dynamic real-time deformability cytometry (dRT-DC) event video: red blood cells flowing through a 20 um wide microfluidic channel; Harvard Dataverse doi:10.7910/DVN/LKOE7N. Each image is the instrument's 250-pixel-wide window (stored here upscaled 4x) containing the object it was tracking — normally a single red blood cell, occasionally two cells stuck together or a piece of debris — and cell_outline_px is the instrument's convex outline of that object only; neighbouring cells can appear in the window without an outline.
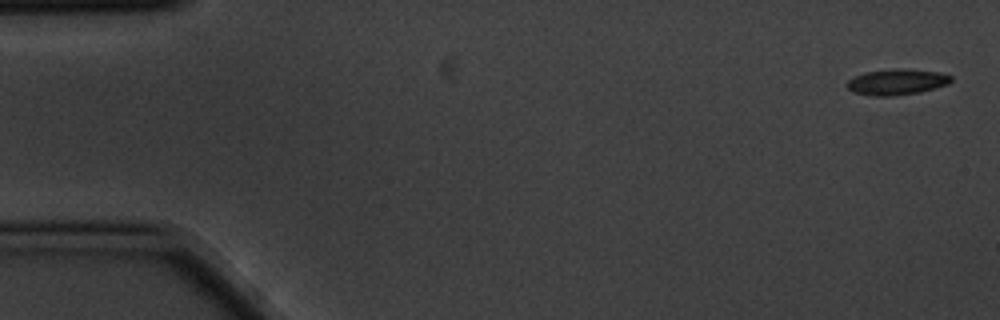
{"species": "common noctule bat (a hibernating species)", "species_latin": "Nyctalus noctula", "temperature_condition": "cold", "stored_images_in_passage": 4, "camera_frame_rate_fps": 3000, "um_per_image_px": 0.085, "animal": {"sex": "male", "body_mass_g": 20.1, "forearm_length_mm": 53.5}, "frame": {"image": 1, "passage_image": 1, "time_ms": 0.0, "image_size_px": [1000, 320], "cell_outline_px": [[952, 80], [948, 84], [920, 92], [892, 96], [872, 96], [852, 92], [844, 84], [852, 76], [864, 72], [892, 68], [904, 68], [940, 72], [952, 76]], "centroid_in_image_um": [76.18, 6.95], "position_along_channel_um": 8.8, "area_um2": 16.01}}